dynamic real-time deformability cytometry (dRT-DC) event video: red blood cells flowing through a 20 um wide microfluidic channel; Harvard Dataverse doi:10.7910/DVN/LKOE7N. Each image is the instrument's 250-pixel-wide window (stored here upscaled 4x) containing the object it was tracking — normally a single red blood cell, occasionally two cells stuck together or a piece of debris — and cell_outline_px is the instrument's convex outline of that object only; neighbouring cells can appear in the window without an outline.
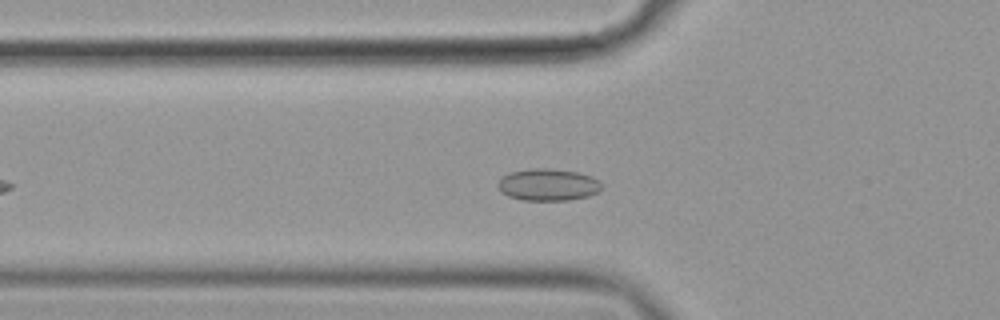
{"species": "common noctule bat (a hibernating species)", "species_latin": "Nyctalus noctula", "temperature_condition": "cold", "stored_images_in_passage": 48, "camera_frame_rate_fps": 3000, "um_per_image_px": 0.085, "animal": {"sex": "female", "body_mass_g": 19.9}, "frame": {"image": 1, "passage_image": 11, "time_ms": 3.333, "image_size_px": [1000, 320], "cell_outline_px": [[600, 188], [596, 192], [588, 196], [568, 200], [520, 200], [508, 196], [500, 192], [496, 184], [508, 172], [532, 168], [548, 168], [580, 172], [592, 176], [600, 184]], "centroid_in_image_um": [46.53, 15.69], "position_along_channel_um": 79.3, "area_um2": 19.36}}
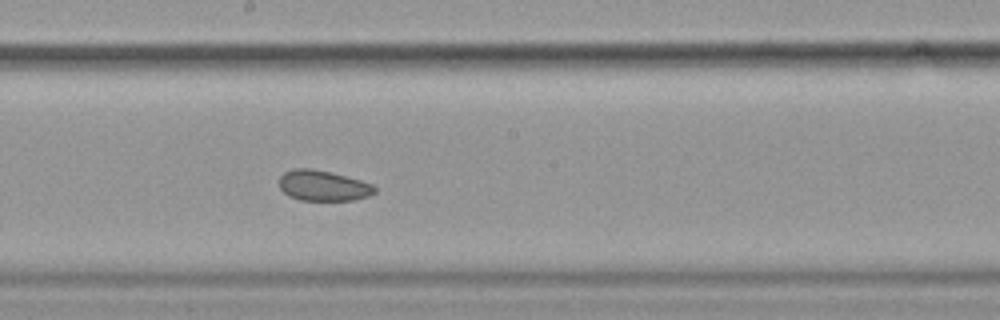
{"frame": {"image": 2, "passage_image": 23, "time_ms": 7.333, "image_size_px": [1000, 320], "cell_outline_px": [[376, 192], [368, 196], [352, 200], [300, 200], [288, 196], [280, 188], [280, 176], [284, 172], [292, 168], [312, 168], [332, 172], [360, 180], [372, 184], [376, 188]], "centroid_in_image_um": [27.45, 15.77], "position_along_channel_um": 220.8, "area_um2": 17.05}}
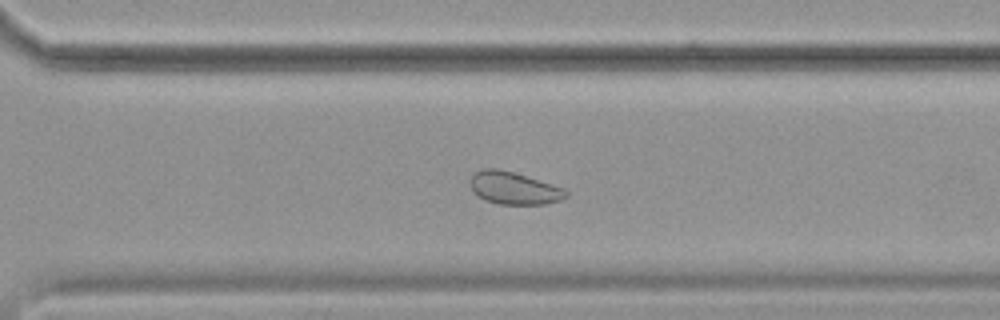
{"frame": {"image": 3, "passage_image": 32, "time_ms": 10.333, "image_size_px": [1000, 320], "cell_outline_px": [[568, 196], [560, 200], [544, 204], [500, 204], [484, 200], [472, 192], [468, 180], [472, 172], [480, 168], [496, 168], [512, 172], [564, 188], [568, 192]], "centroid_in_image_um": [43.6, 15.98], "position_along_channel_um": 327.0, "area_um2": 18.26}, "authors_computed_cell_mechanics": {"area_um2": 19.2474, "velocity_mm_per_s": 3.5349, "shape_relaxation_time_tau1_ms": null, "shape_relaxation_time_tau2_ms": 4.8059, "deformation_change_tau1": null, "deformation_change_tau2": 0.09}}